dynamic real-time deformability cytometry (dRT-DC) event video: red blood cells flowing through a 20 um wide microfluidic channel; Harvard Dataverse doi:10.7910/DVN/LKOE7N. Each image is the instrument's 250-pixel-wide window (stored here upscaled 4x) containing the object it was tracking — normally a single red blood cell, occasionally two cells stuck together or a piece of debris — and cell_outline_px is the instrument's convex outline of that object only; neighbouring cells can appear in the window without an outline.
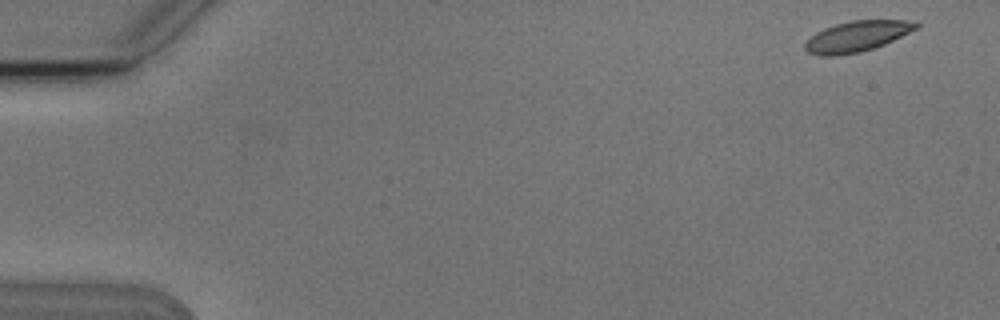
{"species": "Egyptian fruit bat (a non-hibernating species)", "species_latin": "Rousettus aegyptiacus", "temperature_condition": "cold", "stored_images_in_passage": 3, "camera_frame_rate_fps": 3000, "um_per_image_px": 0.085, "animal": {"sex": "male"}, "frame": {"image": 1, "passage_image": 1, "time_ms": 0.0, "image_size_px": [1000, 320], "cell_outline_px": [[920, 24], [916, 28], [884, 44], [860, 52], [836, 56], [820, 56], [808, 52], [804, 48], [804, 44], [816, 32], [824, 28], [836, 24], [852, 20], [904, 20]], "centroid_in_image_um": [72.78, 3.1], "position_along_channel_um": 12.2, "area_um2": 19.48}}